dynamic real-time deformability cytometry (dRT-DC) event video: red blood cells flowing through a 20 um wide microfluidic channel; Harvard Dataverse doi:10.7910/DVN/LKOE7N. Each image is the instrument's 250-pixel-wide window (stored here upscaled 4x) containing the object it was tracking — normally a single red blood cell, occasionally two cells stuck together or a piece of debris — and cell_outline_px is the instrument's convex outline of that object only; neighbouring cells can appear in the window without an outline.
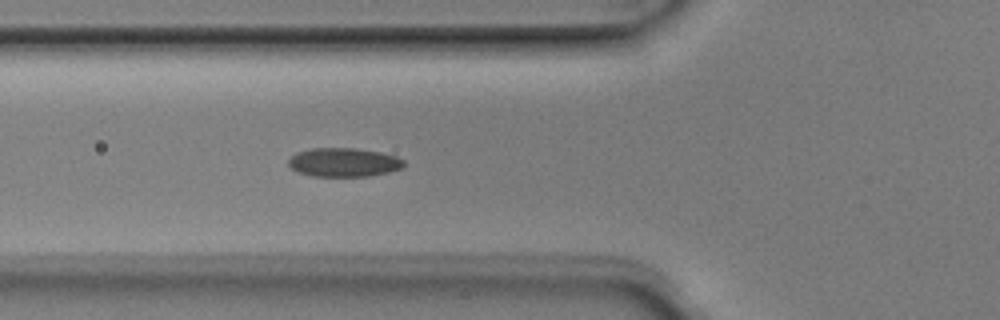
{"species": "Egyptian fruit bat (a non-hibernating species)", "species_latin": "Rousettus aegyptiacus", "temperature_condition": "room temperature", "stored_images_in_passage": 7, "segment_of_instrument_passage": [1, 2], "camera_frame_rate_fps": 3000, "um_per_image_px": 0.085, "animal": {"sex": "male"}, "frame": {"image": 1, "passage_image": 6, "time_ms": 1.667, "image_size_px": [1000, 320], "cell_outline_px": [[404, 168], [372, 176], [312, 176], [300, 172], [292, 168], [288, 164], [288, 160], [296, 152], [312, 148], [356, 148], [380, 152], [396, 156], [404, 160]], "centroid_in_image_um": [29.25, 13.79], "position_along_channel_um": 96.6, "area_um2": 19.42}}